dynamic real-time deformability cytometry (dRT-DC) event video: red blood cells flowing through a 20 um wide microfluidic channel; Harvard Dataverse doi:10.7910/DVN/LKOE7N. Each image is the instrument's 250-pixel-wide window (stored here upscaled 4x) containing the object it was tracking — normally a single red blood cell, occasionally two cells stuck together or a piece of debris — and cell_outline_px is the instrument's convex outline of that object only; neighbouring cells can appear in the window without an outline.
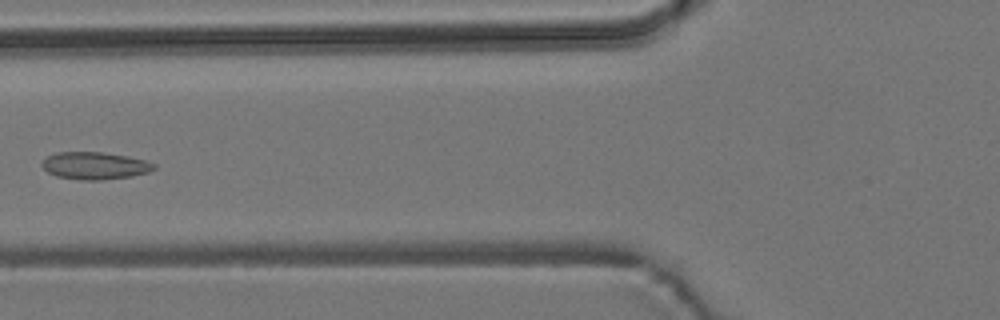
{"species": "common noctule bat (a hibernating species)", "species_latin": "Nyctalus noctula", "temperature_condition": "room temperature", "stored_images_in_passage": 9, "camera_frame_rate_fps": 3000, "um_per_image_px": 0.085, "animal": {"sex": "male", "body_mass_g": 19.2, "forearm_length_mm": 51.8}, "frame": {"image": 1, "passage_image": 7, "time_ms": 7.0, "image_size_px": [1000, 320], "cell_outline_px": [[156, 168], [148, 172], [132, 176], [100, 180], [84, 180], [56, 176], [48, 172], [40, 164], [48, 156], [56, 152], [100, 152], [128, 156], [144, 160], [156, 164]], "centroid_in_image_um": [8.07, 14.08], "position_along_channel_um": 117.7, "area_um2": 17.74}}
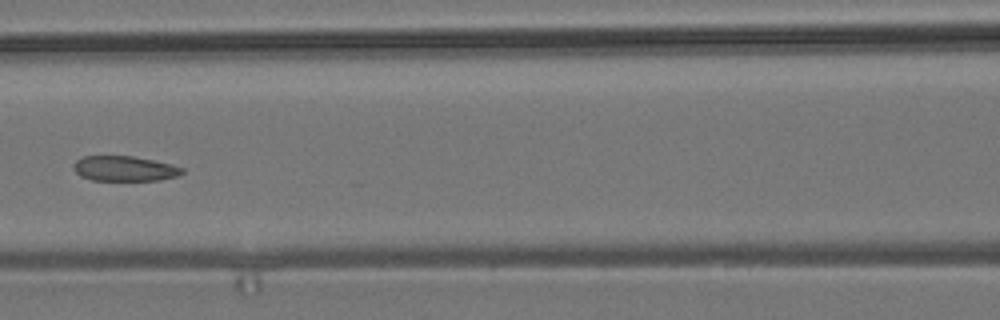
{"frame": {"image": 2, "passage_image": 8, "time_ms": 8.0, "image_size_px": [1000, 320], "cell_outline_px": [[184, 172], [176, 176], [160, 180], [92, 180], [80, 176], [72, 168], [72, 164], [76, 160], [84, 156], [132, 156], [152, 160], [184, 168]], "centroid_in_image_um": [10.53, 14.33], "position_along_channel_um": 156.1, "area_um2": 15.78}}
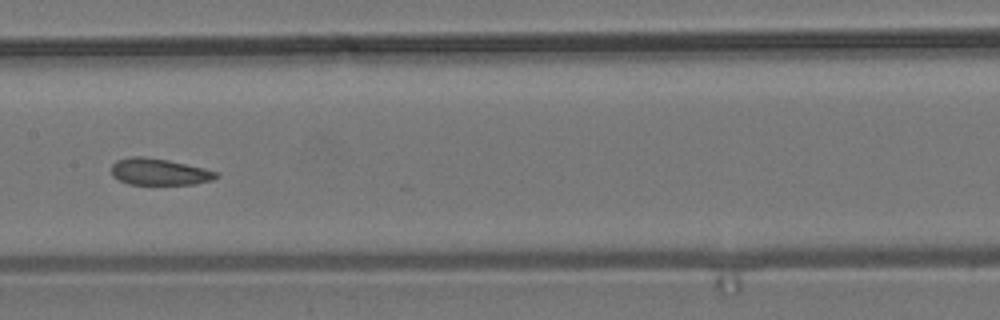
{"frame": {"image": 3, "passage_image": 9, "time_ms": 9.0, "image_size_px": [1000, 320], "cell_outline_px": [[220, 176], [212, 180], [192, 184], [128, 184], [112, 176], [112, 164], [116, 160], [132, 156], [144, 156], [168, 160], [204, 168], [216, 172]], "centroid_in_image_um": [13.51, 14.6], "position_along_channel_um": 193.9, "area_um2": 16.18}}